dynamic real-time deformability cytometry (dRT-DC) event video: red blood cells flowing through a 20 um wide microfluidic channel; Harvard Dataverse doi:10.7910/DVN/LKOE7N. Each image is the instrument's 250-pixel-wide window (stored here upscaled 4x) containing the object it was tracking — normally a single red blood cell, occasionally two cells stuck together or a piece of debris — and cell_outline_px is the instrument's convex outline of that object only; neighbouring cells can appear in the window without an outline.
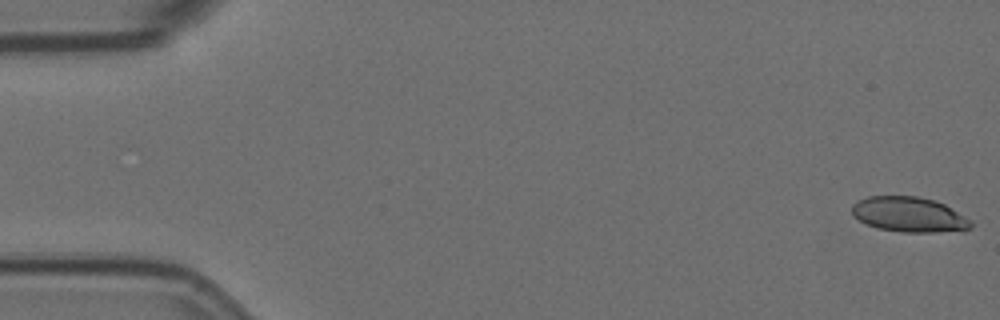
{"species": "Egyptian fruit bat (a non-hibernating species)", "species_latin": "Rousettus aegyptiacus", "temperature_condition": "room temperature", "stored_images_in_passage": 7, "camera_frame_rate_fps": 3000, "um_per_image_px": 0.085, "animal": {"sex": "female"}, "frame": {"image": 1, "passage_image": 1, "time_ms": 0.0, "image_size_px": [1000, 320], "cell_outline_px": [[972, 228], [964, 232], [904, 232], [876, 228], [852, 216], [852, 204], [856, 200], [868, 196], [916, 196], [936, 200], [944, 204], [972, 220]], "centroid_in_image_um": [77.31, 18.24], "position_along_channel_um": 7.7, "area_um2": 24.74}}
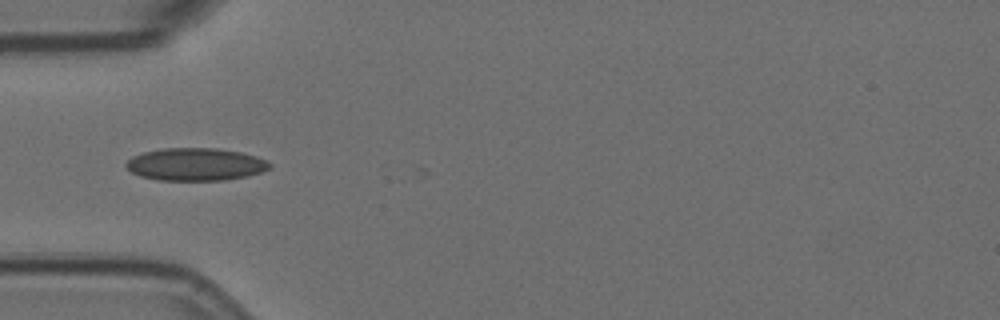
{"frame": {"image": 2, "passage_image": 5, "time_ms": 1.333, "image_size_px": [1000, 320], "cell_outline_px": [[272, 168], [248, 176], [224, 180], [156, 180], [140, 176], [132, 172], [124, 164], [132, 156], [144, 152], [164, 148], [216, 148], [240, 152], [256, 156], [268, 160], [272, 164]], "centroid_in_image_um": [16.65, 13.97], "position_along_channel_um": 68.4, "area_um2": 27.4}}
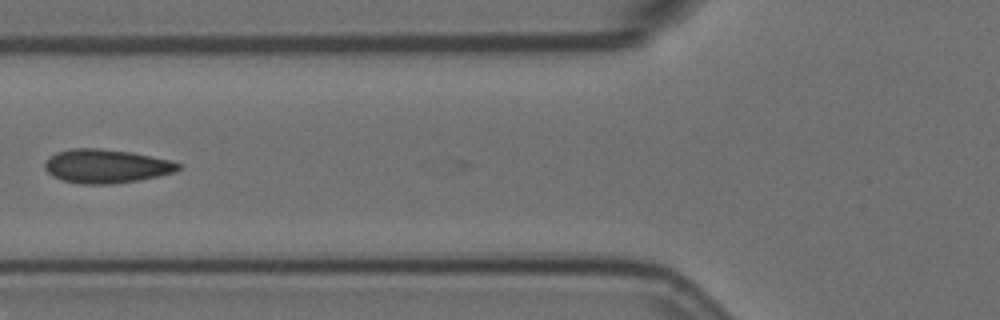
{"frame": {"image": 3, "passage_image": 6, "time_ms": 1.667, "image_size_px": [1000, 320], "cell_outline_px": [[180, 168], [176, 172], [140, 180], [112, 184], [84, 184], [64, 180], [52, 176], [44, 168], [44, 160], [48, 156], [56, 152], [72, 148], [100, 148], [132, 152], [172, 160], [180, 164]], "centroid_in_image_um": [9.02, 14.11], "position_along_channel_um": 116.8, "area_um2": 26.53}}